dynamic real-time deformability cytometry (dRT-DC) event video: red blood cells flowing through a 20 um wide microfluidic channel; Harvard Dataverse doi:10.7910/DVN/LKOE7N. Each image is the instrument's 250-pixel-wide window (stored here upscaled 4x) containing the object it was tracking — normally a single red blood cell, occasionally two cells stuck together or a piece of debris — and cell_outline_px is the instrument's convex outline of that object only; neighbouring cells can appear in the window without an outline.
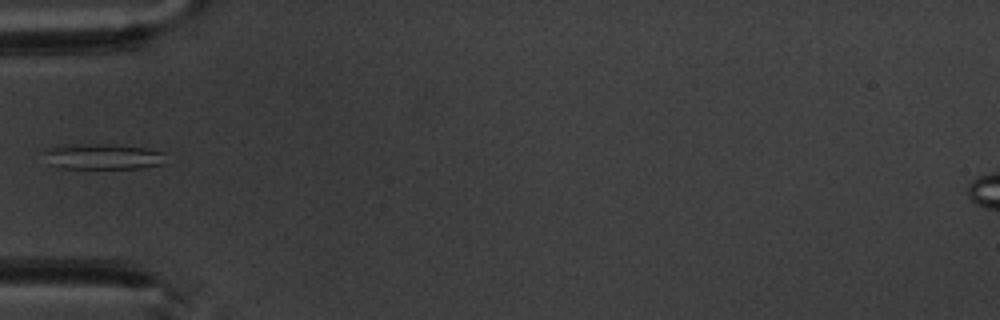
{"species": "common noctule bat (a hibernating species)", "species_latin": "Nyctalus noctula", "temperature_condition": "warm", "stored_images_in_passage": 6, "camera_frame_rate_fps": 3000, "um_per_image_px": 0.085, "animal": {"sex": "male", "body_mass_g": 20.1, "forearm_length_mm": 53.5}, "frame": {"image": 1, "passage_image": 4, "time_ms": 4.333, "image_size_px": [1000, 320], "cell_outline_px": [[164, 152], [160, 164], [144, 168], [56, 168], [52, 164], [44, 152], [52, 148], [72, 144], [112, 144], [144, 148]], "centroid_in_image_um": [8.75, 13.31], "position_along_channel_um": 76.2, "area_um2": 17.69}}
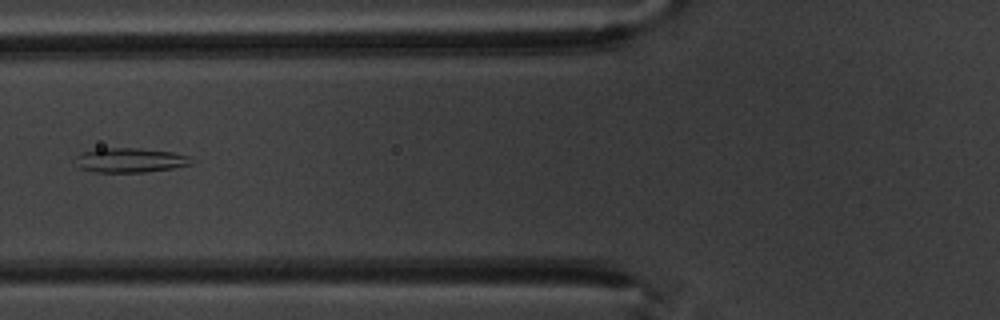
{"frame": {"image": 2, "passage_image": 5, "time_ms": 5.333, "image_size_px": [1000, 320], "cell_outline_px": [[192, 164], [172, 168], [144, 172], [92, 172], [80, 168], [72, 156], [84, 152], [100, 148], [136, 148], [172, 152], [188, 156]], "centroid_in_image_um": [10.98, 13.62], "position_along_channel_um": 114.8, "area_um2": 16.47}}